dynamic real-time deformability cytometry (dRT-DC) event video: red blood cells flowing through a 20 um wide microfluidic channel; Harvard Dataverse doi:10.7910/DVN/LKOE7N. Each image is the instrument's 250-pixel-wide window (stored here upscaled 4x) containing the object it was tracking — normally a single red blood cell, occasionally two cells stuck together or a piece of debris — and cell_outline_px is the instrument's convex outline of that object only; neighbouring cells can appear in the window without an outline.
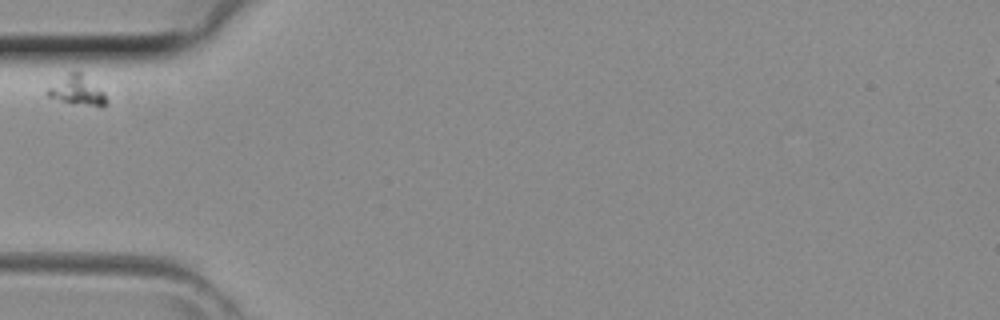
{"species": "common noctule bat (a hibernating species)", "species_latin": "Nyctalus noctula", "temperature_condition": "room temperature", "stored_images_in_passage": 11, "camera_frame_rate_fps": 3000, "um_per_image_px": 0.085, "animal": {"sex": "female", "body_mass_g": 29.2, "forearm_length_mm": 56.3}, "frame": {"image": 1, "passage_image": 1, "time_ms": 0.0, "image_size_px": [1000, 320], "cell_outline_px": [[108, 104], [100, 108], [60, 100], [48, 96], [44, 92], [48, 88], [68, 72], [80, 72], [104, 92], [108, 100]], "centroid_in_image_um": [6.6, 7.72], "position_along_channel_um": 78.4, "area_um2": 10.0}}
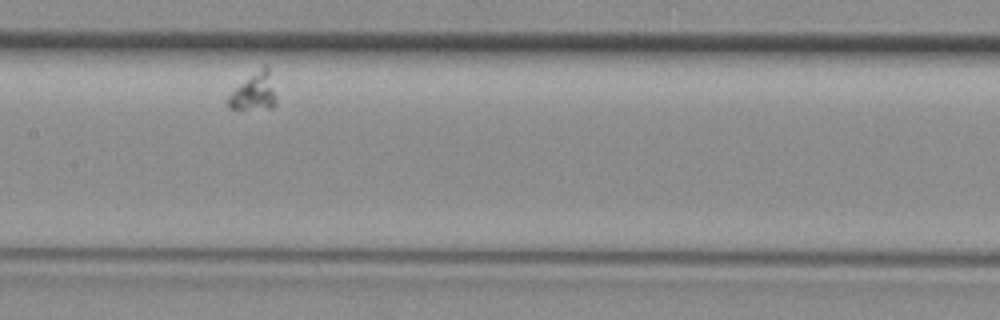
{"frame": {"image": 2, "passage_image": 9, "time_ms": 2.667, "image_size_px": [1000, 320], "cell_outline_px": [[276, 104], [272, 108], [228, 108], [224, 104], [224, 100], [240, 84], [264, 64], [268, 68], [276, 96]], "centroid_in_image_um": [21.57, 7.82], "position_along_channel_um": 185.8, "area_um2": 10.35}}